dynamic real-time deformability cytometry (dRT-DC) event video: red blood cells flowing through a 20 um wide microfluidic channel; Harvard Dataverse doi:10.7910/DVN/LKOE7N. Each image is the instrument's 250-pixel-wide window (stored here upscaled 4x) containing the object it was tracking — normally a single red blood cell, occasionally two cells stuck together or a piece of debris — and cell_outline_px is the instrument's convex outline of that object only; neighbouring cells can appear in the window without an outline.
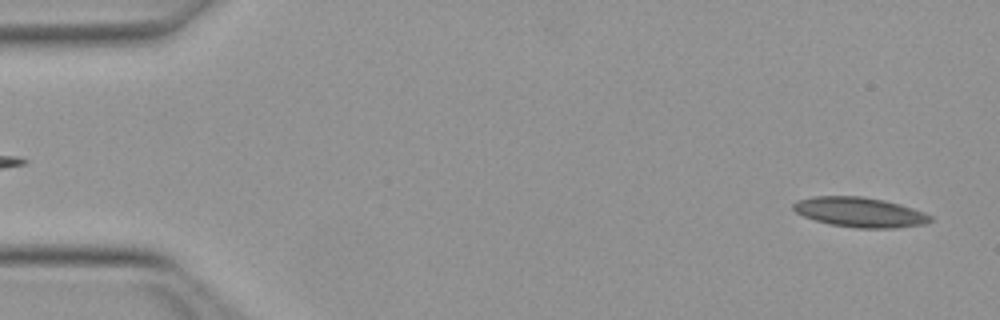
{"species": "Egyptian fruit bat (a non-hibernating species)", "species_latin": "Rousettus aegyptiacus", "temperature_condition": "warm", "stored_images_in_passage": 52, "camera_frame_rate_fps": 3000, "um_per_image_px": 0.085, "animal": {"sex": "female"}, "frame": {"image": 1, "passage_image": 2, "time_ms": 0.333, "image_size_px": [1000, 320], "cell_outline_px": [[932, 220], [924, 224], [896, 228], [856, 228], [832, 224], [816, 220], [804, 216], [796, 212], [792, 208], [792, 204], [800, 200], [816, 196], [860, 196], [884, 200], [900, 204], [924, 212], [932, 216]], "centroid_in_image_um": [73.11, 18.04], "position_along_channel_um": 11.9, "area_um2": 23.64}}
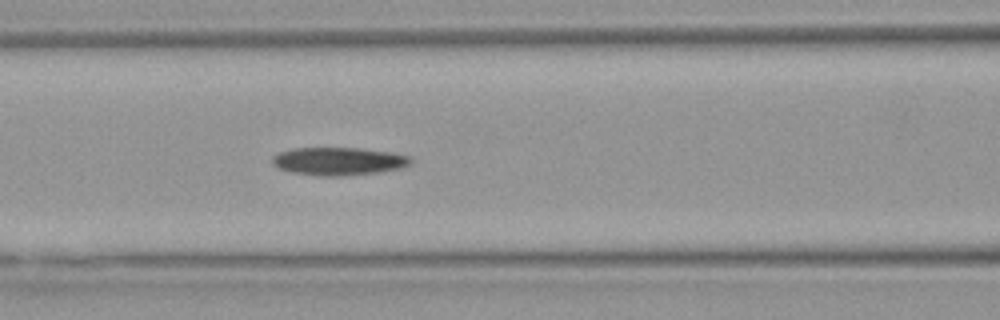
{"frame": {"image": 2, "passage_image": 21, "time_ms": 6.667, "image_size_px": [1000, 320], "cell_outline_px": [[412, 164], [400, 168], [376, 172], [344, 176], [320, 176], [292, 172], [280, 168], [272, 164], [272, 156], [280, 152], [292, 148], [360, 148], [392, 152], [408, 156], [412, 160]], "centroid_in_image_um": [28.78, 13.7], "position_along_channel_um": 137.8, "area_um2": 22.48}}
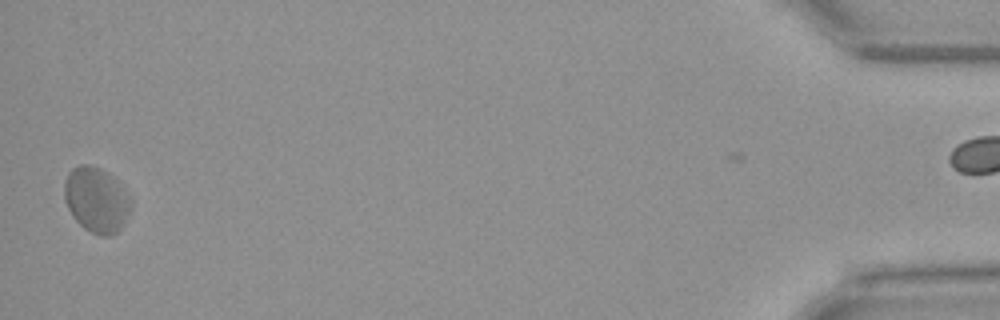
{"frame": {"image": 3, "passage_image": 50, "time_ms": 16.333, "image_size_px": [1000, 320], "cell_outline_px": [[132, 208], [124, 224], [112, 236], [100, 236], [84, 228], [72, 216], [64, 200], [64, 184], [68, 172], [72, 168], [80, 164], [88, 164], [100, 168], [108, 172], [120, 184], [132, 200]], "centroid_in_image_um": [8.2, 16.98], "position_along_channel_um": 427.0, "area_um2": 25.55}}